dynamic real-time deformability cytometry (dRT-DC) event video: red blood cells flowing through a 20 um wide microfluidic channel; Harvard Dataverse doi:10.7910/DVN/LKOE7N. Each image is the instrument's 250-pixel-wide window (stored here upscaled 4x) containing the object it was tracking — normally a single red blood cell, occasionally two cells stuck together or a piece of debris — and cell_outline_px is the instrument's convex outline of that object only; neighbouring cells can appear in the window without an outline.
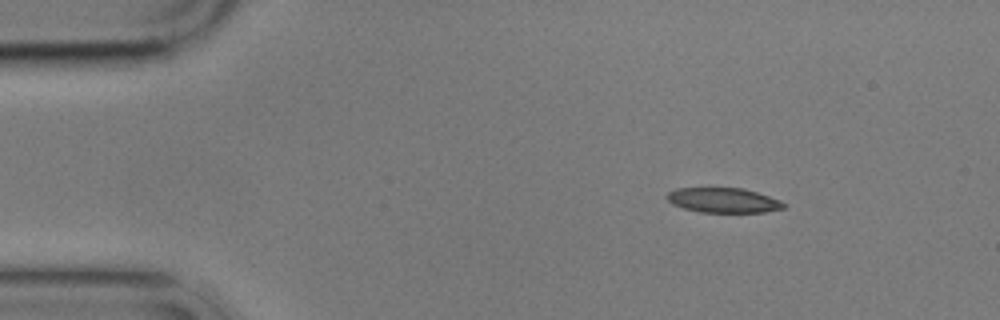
{"species": "common noctule bat (a hibernating species)", "species_latin": "Nyctalus noctula", "temperature_condition": "cold", "stored_images_in_passage": 4, "camera_frame_rate_fps": 3000, "um_per_image_px": 0.085, "animal": {"sex": "male", "body_mass_g": 17.9}, "frame": {"image": 1, "passage_image": 1, "time_ms": 0.0, "image_size_px": [1000, 320], "cell_outline_px": [[788, 204], [784, 208], [764, 212], [700, 212], [684, 208], [672, 204], [664, 196], [668, 192], [676, 188], [744, 188], [780, 200]], "centroid_in_image_um": [61.48, 17.02], "position_along_channel_um": 23.5, "area_um2": 16.94}}
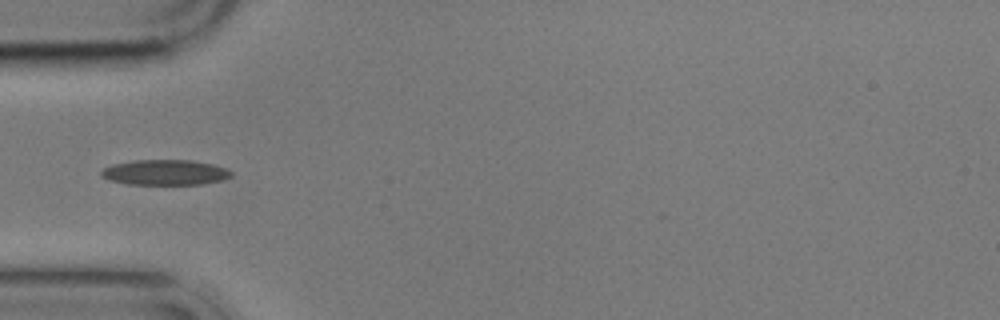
{"frame": {"image": 2, "passage_image": 4, "time_ms": 3.333, "image_size_px": [1000, 320], "cell_outline_px": [[232, 176], [224, 180], [204, 184], [128, 184], [108, 180], [100, 176], [100, 172], [104, 168], [112, 164], [136, 160], [188, 160], [212, 164], [224, 168], [232, 172]], "centroid_in_image_um": [14.01, 14.66], "position_along_channel_um": 71.0, "area_um2": 19.19}}